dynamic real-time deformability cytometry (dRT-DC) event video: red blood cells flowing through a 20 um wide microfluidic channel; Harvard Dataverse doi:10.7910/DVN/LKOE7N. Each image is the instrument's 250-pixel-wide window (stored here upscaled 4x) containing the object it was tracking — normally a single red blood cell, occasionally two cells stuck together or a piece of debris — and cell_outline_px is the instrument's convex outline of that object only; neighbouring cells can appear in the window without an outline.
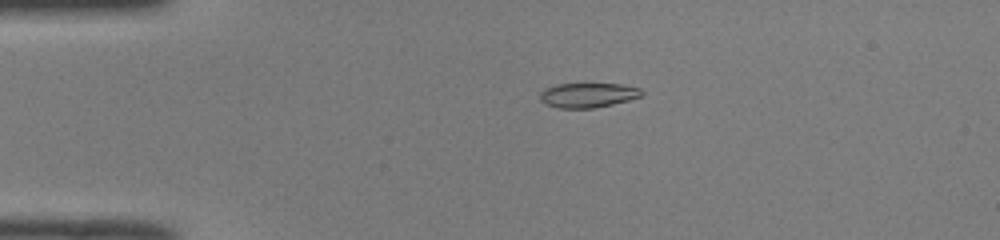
{"species": "common noctule bat (a hibernating species)", "species_latin": "Nyctalus noctula", "temperature_condition": "room temperature", "stored_images_in_passage": 15, "camera_frame_rate_fps": 3000, "um_per_image_px": 0.085, "animal": {"sex": "male", "body_mass_g": 19.0, "forearm_length_mm": 50.8}, "frame": {"image": 1, "passage_image": 7, "time_ms": 2.0, "image_size_px": [1000, 240], "cell_outline_px": [[644, 92], [640, 96], [628, 100], [612, 104], [592, 108], [556, 108], [544, 104], [540, 100], [540, 92], [544, 88], [556, 84], [620, 84], [640, 88]], "centroid_in_image_um": [49.92, 8.09], "position_along_channel_um": 35.1, "area_um2": 14.62}}
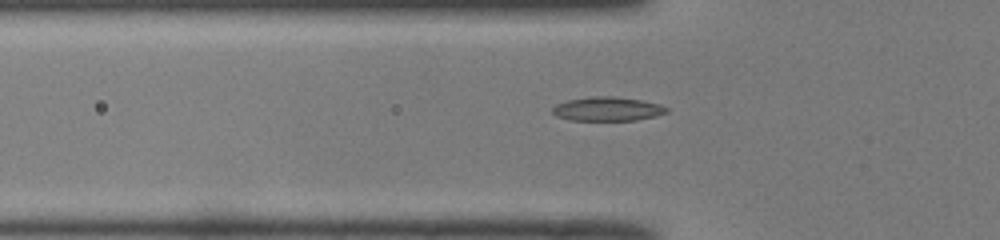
{"frame": {"image": 2, "passage_image": 13, "time_ms": 4.0, "image_size_px": [1000, 240], "cell_outline_px": [[668, 112], [656, 116], [636, 120], [572, 120], [556, 116], [552, 112], [552, 108], [556, 104], [568, 100], [592, 96], [616, 96], [640, 100], [660, 104], [668, 108]], "centroid_in_image_um": [51.64, 9.25], "position_along_channel_um": 74.2, "area_um2": 15.95}}